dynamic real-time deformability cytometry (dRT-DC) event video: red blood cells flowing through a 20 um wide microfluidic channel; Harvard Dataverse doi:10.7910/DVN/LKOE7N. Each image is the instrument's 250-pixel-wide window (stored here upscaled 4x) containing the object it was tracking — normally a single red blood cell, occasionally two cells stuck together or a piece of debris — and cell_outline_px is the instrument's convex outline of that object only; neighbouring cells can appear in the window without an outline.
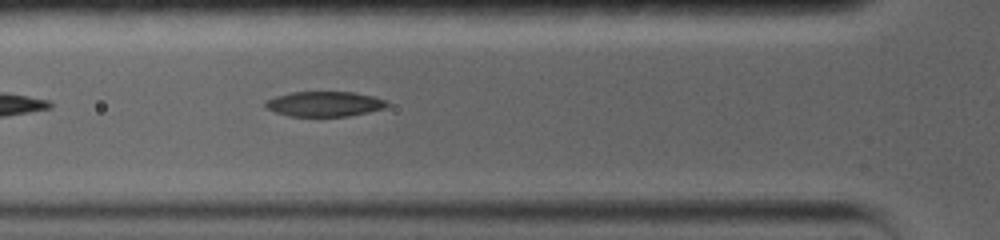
{"species": "common noctule bat (a hibernating species)", "species_latin": "Nyctalus noctula", "temperature_condition": "warm", "stored_images_in_passage": 4, "camera_frame_rate_fps": 5000, "um_per_image_px": 0.085, "animal": {"sex": "female", "body_mass_g": 19.0, "forearm_length_mm": 56.7}, "frame": {"image": 1, "passage_image": 3, "time_ms": 2.0, "image_size_px": [1000, 240], "cell_outline_px": [[388, 104], [384, 108], [368, 112], [348, 116], [288, 116], [264, 108], [264, 104], [268, 100], [276, 96], [292, 92], [352, 92], [372, 96], [384, 100]], "centroid_in_image_um": [27.54, 8.84], "position_along_channel_um": 98.3, "area_um2": 17.57}}